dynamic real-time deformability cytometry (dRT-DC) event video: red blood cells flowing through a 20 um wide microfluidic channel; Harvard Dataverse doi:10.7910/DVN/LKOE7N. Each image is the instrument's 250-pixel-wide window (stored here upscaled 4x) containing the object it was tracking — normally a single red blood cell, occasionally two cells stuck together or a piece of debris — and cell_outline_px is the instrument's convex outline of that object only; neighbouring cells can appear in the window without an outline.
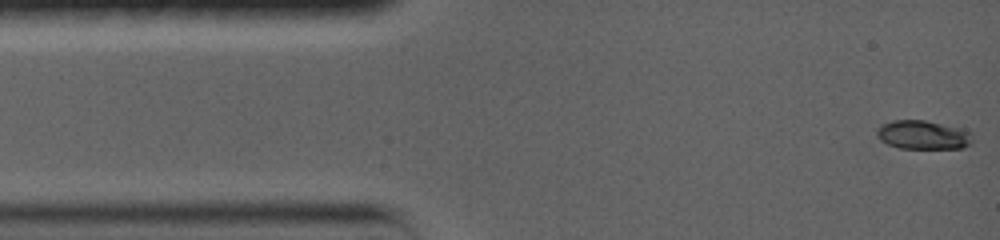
{"species": "common noctule bat (a hibernating species)", "species_latin": "Nyctalus noctula", "temperature_condition": "warm", "stored_images_in_passage": 11, "camera_frame_rate_fps": 5000, "um_per_image_px": 0.085, "animal": {"sex": "female", "body_mass_g": 19.0, "forearm_length_mm": 56.7}, "frame": {"image": 1, "passage_image": 1, "time_ms": 0.0, "image_size_px": [1000, 240], "cell_outline_px": [[972, 144], [964, 148], [900, 148], [888, 144], [880, 140], [876, 136], [876, 128], [880, 124], [892, 120], [924, 120], [964, 128], [972, 132]], "centroid_in_image_um": [78.47, 11.45], "position_along_channel_um": 6.5, "area_um2": 16.42}}
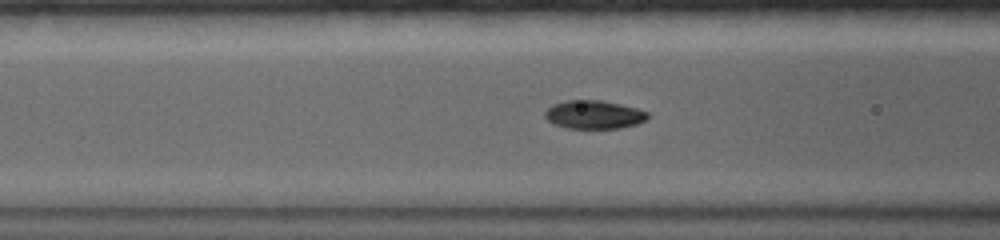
{"frame": {"image": 2, "passage_image": 8, "time_ms": 5.2, "image_size_px": [1000, 240], "cell_outline_px": [[648, 116], [644, 120], [636, 124], [620, 128], [568, 128], [556, 124], [548, 120], [544, 116], [544, 112], [552, 104], [568, 100], [600, 100], [620, 104], [636, 108], [648, 112]], "centroid_in_image_um": [50.47, 9.73], "position_along_channel_um": 116.1, "area_um2": 16.82}}
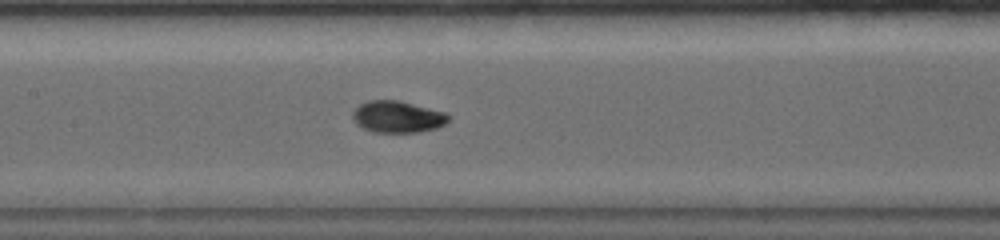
{"frame": {"image": 3, "passage_image": 11, "time_ms": 6.8, "image_size_px": [1000, 240], "cell_outline_px": [[448, 120], [444, 124], [436, 128], [420, 132], [372, 132], [356, 124], [352, 116], [352, 112], [360, 104], [368, 100], [400, 100], [444, 112], [448, 116]], "centroid_in_image_um": [33.76, 9.92], "position_along_channel_um": 173.6, "area_um2": 17.63}}